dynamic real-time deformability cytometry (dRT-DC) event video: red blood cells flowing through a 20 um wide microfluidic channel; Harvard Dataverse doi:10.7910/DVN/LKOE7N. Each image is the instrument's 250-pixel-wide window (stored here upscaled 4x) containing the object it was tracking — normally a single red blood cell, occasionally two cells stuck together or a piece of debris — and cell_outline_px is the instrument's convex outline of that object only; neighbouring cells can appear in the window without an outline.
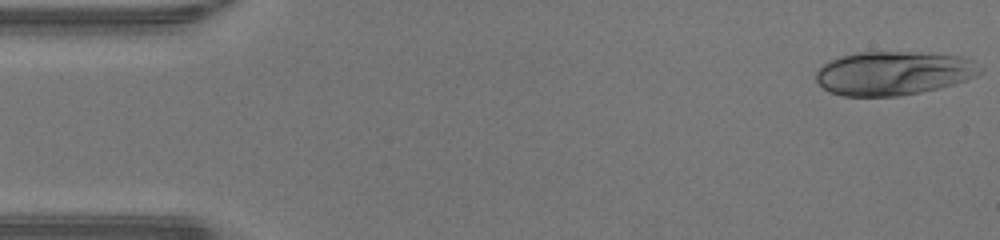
{"species": "human", "species_latin": "Homo sapiens", "temperature_condition": "warm", "stored_images_in_passage": 46, "camera_frame_rate_fps": 3000, "um_per_image_px": 0.085, "donor": {"sex": "male"}, "frame": {"image": 1, "passage_image": 1, "time_ms": 0.0, "image_size_px": [1000, 240], "cell_outline_px": [[980, 72], [976, 76], [968, 80], [940, 88], [900, 96], [844, 96], [828, 92], [816, 80], [816, 72], [828, 60], [840, 56], [856, 52], [920, 52], [960, 56], [972, 60]], "centroid_in_image_um": [75.91, 6.22], "position_along_channel_um": 9.1, "area_um2": 41.91}}
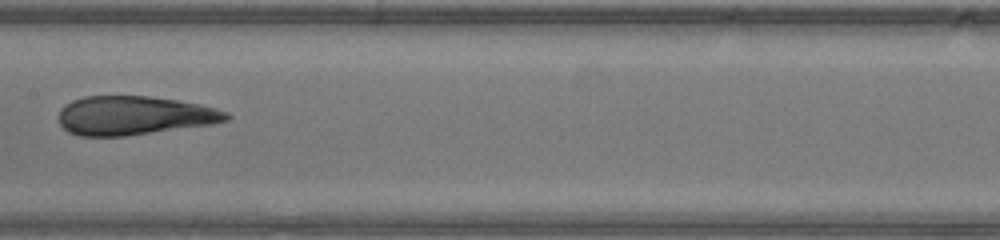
{"frame": {"image": 2, "passage_image": 23, "time_ms": 7.333, "image_size_px": [1000, 240], "cell_outline_px": [[232, 116], [228, 120], [212, 124], [124, 136], [80, 136], [68, 132], [60, 124], [60, 108], [64, 104], [72, 100], [84, 96], [152, 96], [200, 104], [216, 108], [228, 112]], "centroid_in_image_um": [11.4, 9.81], "position_along_channel_um": 196.0, "area_um2": 38.03}}
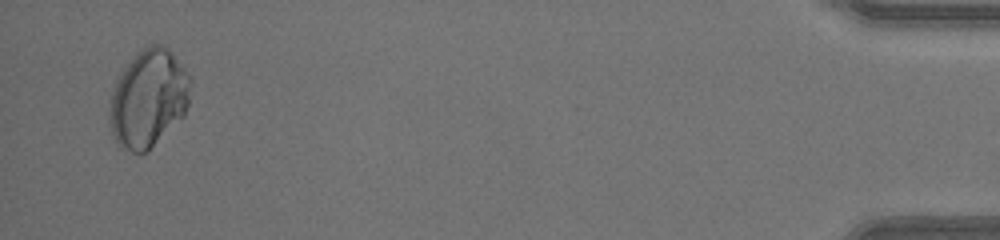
{"frame": {"image": 3, "passage_image": 45, "time_ms": 14.667, "image_size_px": [1000, 240], "cell_outline_px": [[188, 104], [184, 116], [148, 152], [132, 152], [116, 144], [112, 132], [108, 116], [112, 88], [124, 68], [136, 52], [140, 48], [148, 44], [160, 44], [168, 48], [172, 52], [188, 72]], "centroid_in_image_um": [12.59, 8.37], "position_along_channel_um": 422.6, "area_um2": 46.18}, "authors_computed_cell_mechanics": {"area_um2": 40.3733, "velocity_mm_per_s": 4.352, "shape_relaxation_time_tau1_ms": null, "shape_relaxation_time_tau2_ms": 0.6933, "deformation_change_tau1": null, "deformation_change_tau2": 0.0396}}